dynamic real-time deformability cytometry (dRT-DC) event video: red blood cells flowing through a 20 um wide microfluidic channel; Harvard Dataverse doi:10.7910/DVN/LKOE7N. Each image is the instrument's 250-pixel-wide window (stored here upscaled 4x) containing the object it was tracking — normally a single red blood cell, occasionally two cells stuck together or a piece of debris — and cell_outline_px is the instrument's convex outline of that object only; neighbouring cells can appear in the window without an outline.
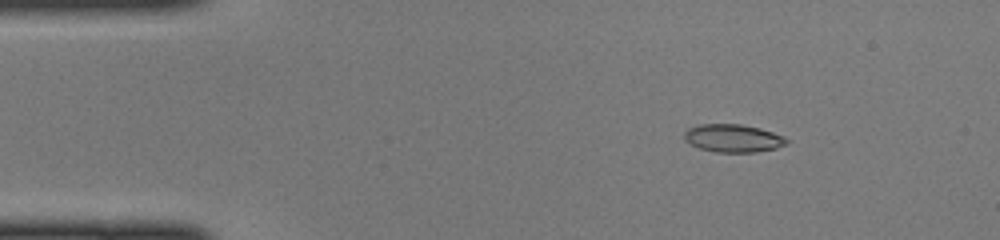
{"species": "common noctule bat (a hibernating species)", "species_latin": "Nyctalus noctula", "temperature_condition": "cold", "stored_images_in_passage": 47, "camera_frame_rate_fps": 3000, "um_per_image_px": 0.085, "animal": {"sex": "female", "body_mass_g": 22.0, "forearm_length_mm": 56.7}, "frame": {"image": 1, "passage_image": 7, "time_ms": 2.0, "image_size_px": [1000, 240], "cell_outline_px": [[788, 144], [776, 148], [756, 152], [716, 152], [700, 148], [684, 140], [684, 132], [688, 128], [700, 124], [740, 124], [760, 128], [784, 136], [788, 140]], "centroid_in_image_um": [62.32, 11.74], "position_along_channel_um": 22.7, "area_um2": 16.65}}
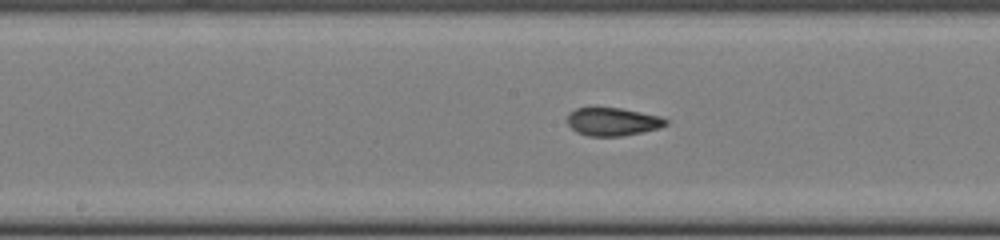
{"frame": {"image": 2, "passage_image": 24, "time_ms": 7.667, "image_size_px": [1000, 240], "cell_outline_px": [[668, 124], [660, 128], [620, 136], [588, 136], [576, 132], [568, 124], [568, 112], [576, 108], [592, 104], [620, 108], [660, 116], [668, 120]], "centroid_in_image_um": [52.02, 10.29], "position_along_channel_um": 196.2, "area_um2": 16.65}}
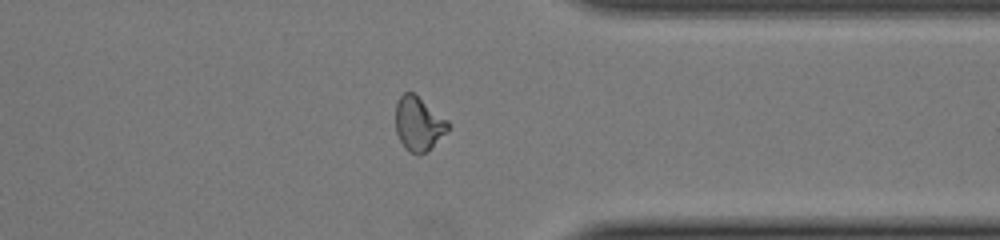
{"frame": {"image": 3, "passage_image": 37, "time_ms": 12.0, "image_size_px": [1000, 240], "cell_outline_px": [[452, 124], [420, 156], [416, 156], [408, 152], [404, 148], [396, 132], [396, 104], [400, 96], [404, 92], [412, 92], [448, 120]], "centroid_in_image_um": [35.54, 10.52], "position_along_channel_um": 375.9, "area_um2": 16.18}}